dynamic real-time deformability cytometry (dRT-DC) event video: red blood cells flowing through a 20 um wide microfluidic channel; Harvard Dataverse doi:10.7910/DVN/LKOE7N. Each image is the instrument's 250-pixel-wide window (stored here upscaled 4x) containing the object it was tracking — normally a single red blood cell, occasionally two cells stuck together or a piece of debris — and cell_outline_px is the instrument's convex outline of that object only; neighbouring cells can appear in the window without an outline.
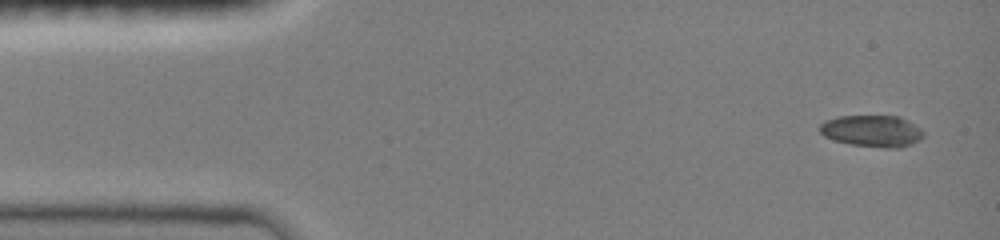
{"species": "common noctule bat (a hibernating species)", "species_latin": "Nyctalus noctula", "temperature_condition": "room temperature", "stored_images_in_passage": 4, "camera_frame_rate_fps": 3000, "um_per_image_px": 0.085, "animal": {"sex": "female", "body_mass_g": 19.0, "forearm_length_mm": 51.5}, "frame": {"image": 1, "passage_image": 1, "time_ms": 0.0, "image_size_px": [1000, 240], "cell_outline_px": [[924, 136], [920, 140], [912, 144], [900, 148], [888, 148], [852, 144], [836, 140], [824, 136], [820, 132], [820, 124], [824, 120], [836, 116], [900, 116], [908, 120], [920, 128], [924, 132]], "centroid_in_image_um": [74.15, 11.12], "position_along_channel_um": 10.8, "area_um2": 19.19}}
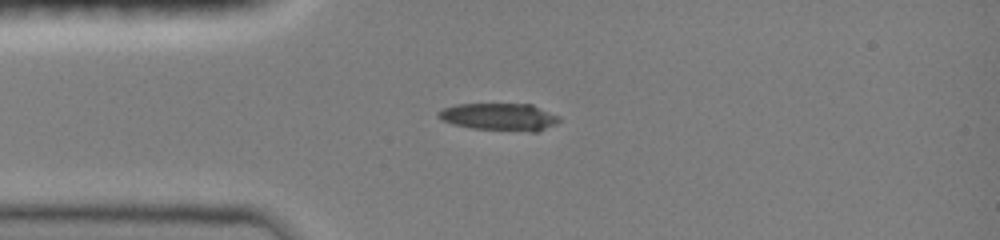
{"frame": {"image": 2, "passage_image": 4, "time_ms": 3.0, "image_size_px": [1000, 240], "cell_outline_px": [[560, 120], [556, 124], [536, 132], [532, 132], [472, 128], [452, 124], [436, 116], [436, 112], [444, 108], [456, 104], [532, 104], [560, 116]], "centroid_in_image_um": [42.47, 9.93], "position_along_channel_um": 42.5, "area_um2": 19.36}}